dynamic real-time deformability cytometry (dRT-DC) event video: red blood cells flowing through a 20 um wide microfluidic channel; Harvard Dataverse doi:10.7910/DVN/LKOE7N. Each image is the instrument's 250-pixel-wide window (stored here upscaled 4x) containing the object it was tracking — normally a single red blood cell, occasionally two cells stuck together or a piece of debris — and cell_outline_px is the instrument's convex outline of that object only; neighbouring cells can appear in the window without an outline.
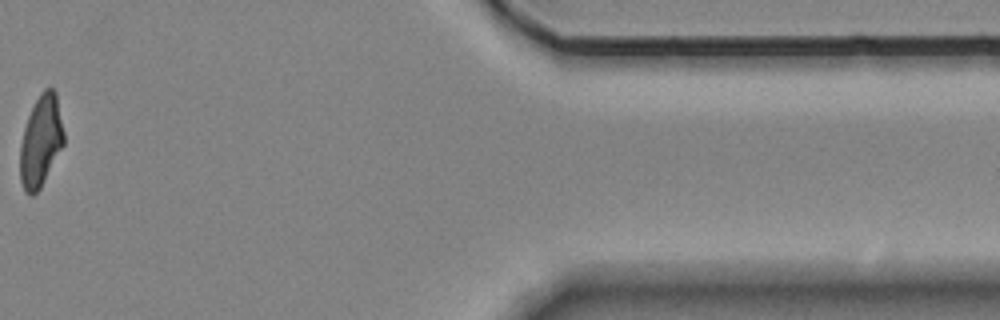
{"species": "Egyptian fruit bat (a non-hibernating species)", "species_latin": "Rousettus aegyptiacus", "temperature_condition": "room temperature", "stored_images_in_passage": 14, "camera_frame_rate_fps": 3000, "um_per_image_px": 0.085, "animal": {"sex": "female"}, "frame": {"image": 1, "passage_image": 12, "time_ms": 3.667, "image_size_px": [1000, 320], "cell_outline_px": [[64, 144], [40, 188], [32, 196], [28, 196], [24, 192], [20, 180], [20, 144], [24, 128], [28, 116], [40, 92], [44, 88], [52, 88], [56, 92], [64, 132]], "centroid_in_image_um": [3.46, 12.0], "position_along_channel_um": 407.9, "area_um2": 23.29}}